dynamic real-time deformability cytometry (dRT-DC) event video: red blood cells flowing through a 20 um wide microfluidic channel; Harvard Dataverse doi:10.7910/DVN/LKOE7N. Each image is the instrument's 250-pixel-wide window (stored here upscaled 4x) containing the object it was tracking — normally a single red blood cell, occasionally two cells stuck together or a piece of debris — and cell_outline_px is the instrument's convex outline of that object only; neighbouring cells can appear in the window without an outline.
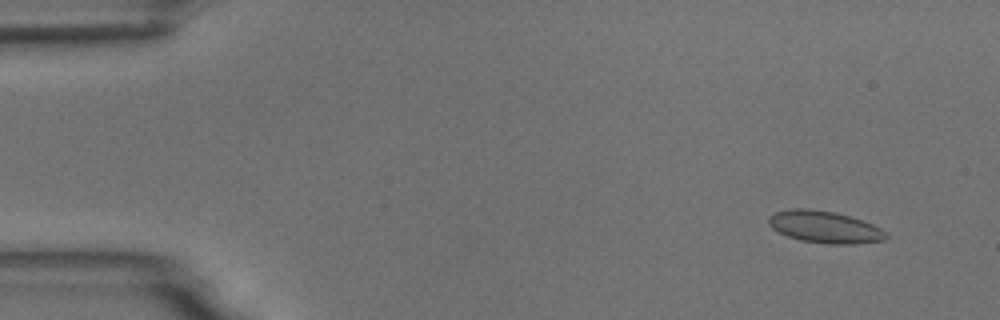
{"species": "common noctule bat (a hibernating species)", "species_latin": "Nyctalus noctula", "temperature_condition": "room temperature", "stored_images_in_passage": 55, "camera_frame_rate_fps": 3000, "um_per_image_px": 0.085, "animal": {"sex": "male", "body_mass_g": 18.8}, "frame": {"image": 1, "passage_image": 5, "time_ms": 1.333, "image_size_px": [1000, 320], "cell_outline_px": [[888, 236], [884, 240], [856, 244], [828, 244], [800, 240], [788, 236], [772, 228], [768, 224], [768, 216], [776, 212], [792, 208], [808, 208], [836, 212], [872, 224], [880, 228]], "centroid_in_image_um": [70.07, 19.29], "position_along_channel_um": 14.9, "area_um2": 21.79}}
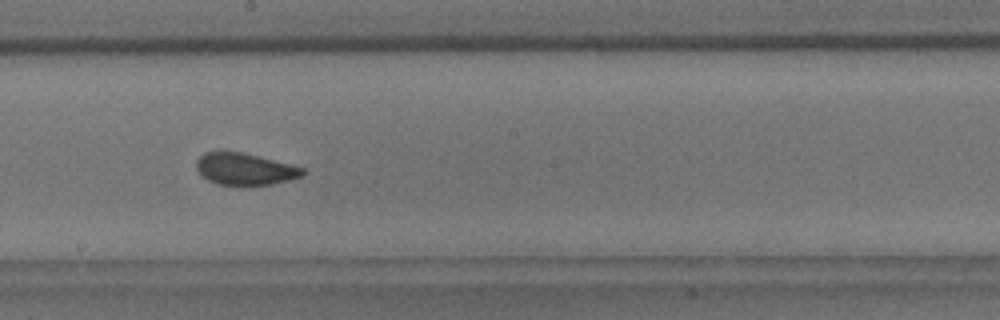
{"frame": {"image": 2, "passage_image": 31, "time_ms": 10.0, "image_size_px": [1000, 320], "cell_outline_px": [[308, 172], [304, 176], [272, 184], [216, 184], [200, 176], [196, 168], [196, 160], [204, 152], [220, 148], [224, 148], [304, 168]], "centroid_in_image_um": [20.74, 14.33], "position_along_channel_um": 227.5, "area_um2": 20.0}}
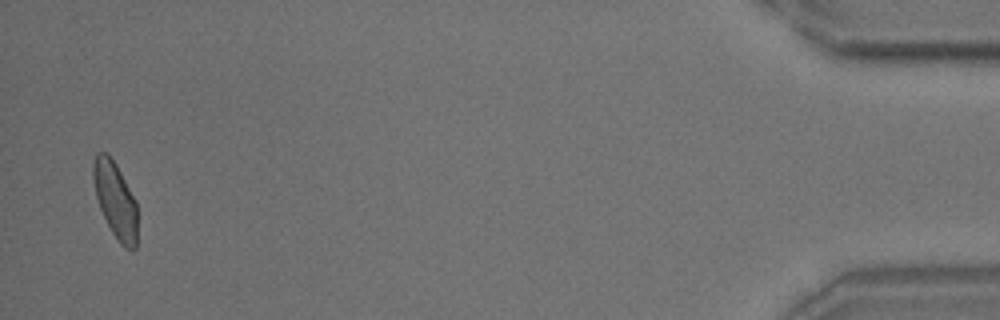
{"frame": {"image": 3, "passage_image": 54, "time_ms": 17.667, "image_size_px": [1000, 320], "cell_outline_px": [[136, 248], [132, 252], [124, 248], [120, 244], [112, 232], [100, 208], [96, 196], [92, 176], [92, 164], [96, 152], [108, 152], [116, 164], [136, 200]], "centroid_in_image_um": [9.79, 16.98], "position_along_channel_um": 425.4, "area_um2": 19.65}, "authors_computed_cell_mechanics": {"area_um2": 20.5768, "velocity_mm_per_s": 3.712, "shape_relaxation_time_tau1_ms": 4.7853, "shape_relaxation_time_tau2_ms": 0.8878, "deformation_change_tau1": 0.1116, "deformation_change_tau2": 0.0539}}